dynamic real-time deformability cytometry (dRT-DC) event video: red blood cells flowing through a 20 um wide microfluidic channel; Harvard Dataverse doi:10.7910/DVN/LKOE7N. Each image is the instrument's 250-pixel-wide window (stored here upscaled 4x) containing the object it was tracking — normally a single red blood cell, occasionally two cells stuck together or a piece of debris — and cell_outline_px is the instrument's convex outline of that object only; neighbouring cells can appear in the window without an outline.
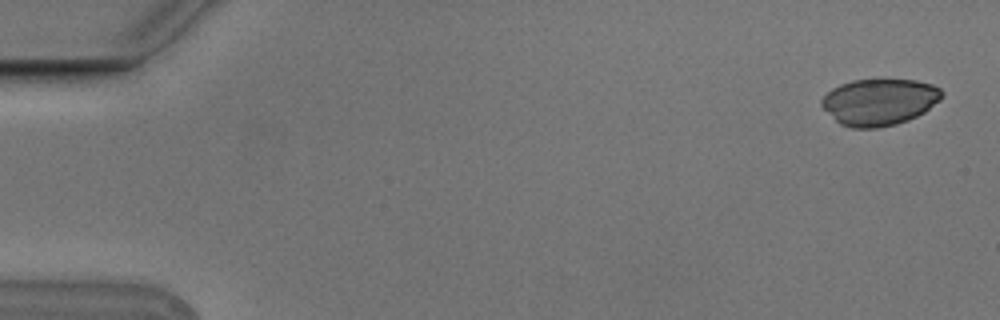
{"species": "Egyptian fruit bat (a non-hibernating species)", "species_latin": "Rousettus aegyptiacus", "temperature_condition": "cold", "stored_images_in_passage": 6, "camera_frame_rate_fps": 3000, "um_per_image_px": 0.085, "animal": {"sex": "male"}, "frame": {"image": 1, "passage_image": 1, "time_ms": 0.0, "image_size_px": [1000, 320], "cell_outline_px": [[944, 96], [940, 100], [924, 112], [908, 120], [896, 124], [876, 128], [852, 128], [840, 124], [820, 104], [820, 100], [832, 88], [840, 84], [852, 80], [916, 80], [932, 84], [940, 88], [944, 92]], "centroid_in_image_um": [74.76, 8.66], "position_along_channel_um": 10.2, "area_um2": 32.6}}